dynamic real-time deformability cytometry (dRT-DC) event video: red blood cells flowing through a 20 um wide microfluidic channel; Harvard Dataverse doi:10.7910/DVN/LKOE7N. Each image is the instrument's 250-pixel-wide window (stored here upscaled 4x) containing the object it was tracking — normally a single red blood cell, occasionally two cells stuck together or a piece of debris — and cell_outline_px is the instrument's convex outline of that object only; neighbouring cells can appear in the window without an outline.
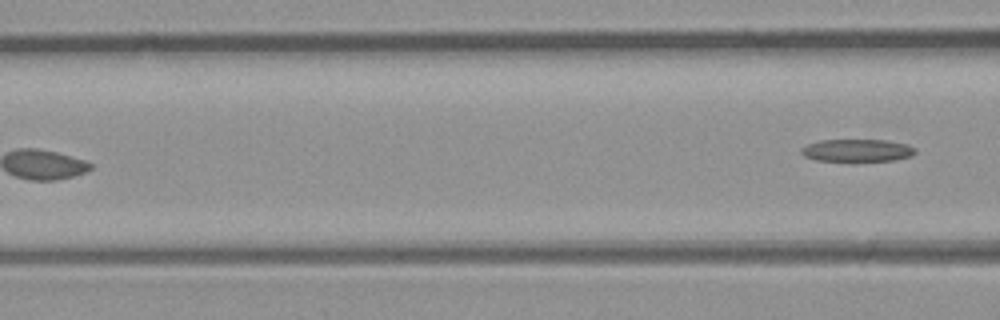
{"species": "common noctule bat (a hibernating species)", "species_latin": "Nyctalus noctula", "temperature_condition": "room temperature", "stored_images_in_passage": 5, "camera_frame_rate_fps": 3000, "um_per_image_px": 0.085, "animal": {"sex": "male", "body_mass_g": 23.1, "forearm_length_mm": 52.7}, "frame": {"image": 1, "passage_image": 5, "time_ms": 4.667, "image_size_px": [1000, 320], "cell_outline_px": [[916, 152], [912, 156], [892, 160], [852, 164], [816, 160], [804, 156], [800, 152], [800, 148], [808, 144], [820, 140], [888, 140], [908, 144], [916, 148]], "centroid_in_image_um": [72.85, 12.83], "position_along_channel_um": 93.7, "area_um2": 15.9}}